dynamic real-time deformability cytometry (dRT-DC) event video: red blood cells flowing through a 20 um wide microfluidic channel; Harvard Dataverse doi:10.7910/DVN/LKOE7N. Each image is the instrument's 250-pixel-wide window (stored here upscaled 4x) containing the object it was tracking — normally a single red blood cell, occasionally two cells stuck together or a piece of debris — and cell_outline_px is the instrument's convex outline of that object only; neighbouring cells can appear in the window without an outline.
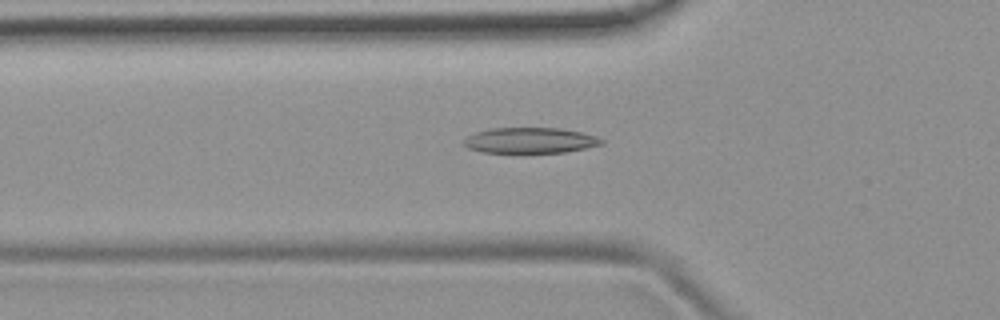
{"species": "common noctule bat (a hibernating species)", "species_latin": "Nyctalus noctula", "temperature_condition": "room temperature", "stored_images_in_passage": 52, "camera_frame_rate_fps": 3000, "um_per_image_px": 0.085, "animal": {"sex": "female", "body_mass_g": 19.9}, "frame": {"image": 1, "passage_image": 17, "time_ms": 5.333, "image_size_px": [1000, 320], "cell_outline_px": [[604, 144], [564, 152], [520, 156], [480, 152], [468, 148], [464, 144], [464, 140], [468, 136], [476, 132], [492, 128], [560, 128], [580, 132], [596, 136], [604, 140]], "centroid_in_image_um": [45.03, 11.99], "position_along_channel_um": 80.8, "area_um2": 21.56}}
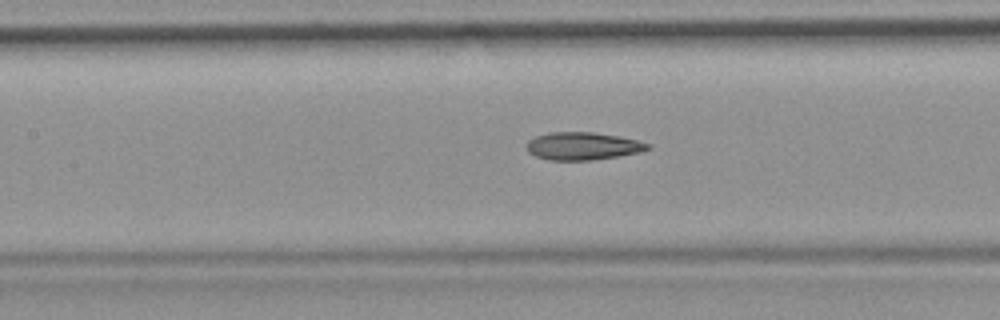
{"frame": {"image": 2, "passage_image": 23, "time_ms": 7.333, "image_size_px": [1000, 320], "cell_outline_px": [[652, 148], [640, 152], [620, 156], [592, 160], [548, 160], [536, 156], [528, 152], [524, 144], [528, 140], [536, 136], [548, 132], [592, 132], [620, 136], [652, 144]], "centroid_in_image_um": [49.53, 12.41], "position_along_channel_um": 157.9, "area_um2": 19.83}}
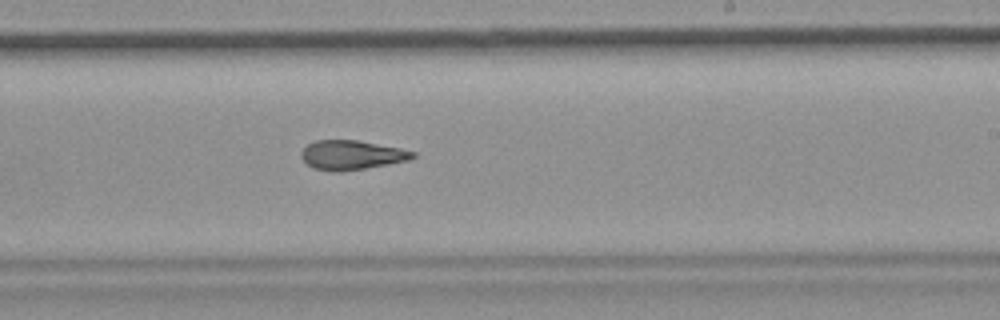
{"frame": {"image": 3, "passage_image": 31, "time_ms": 10.0, "image_size_px": [1000, 320], "cell_outline_px": [[416, 156], [412, 160], [340, 172], [332, 172], [312, 168], [300, 156], [300, 152], [308, 144], [316, 140], [356, 140], [400, 148], [416, 152]], "centroid_in_image_um": [29.89, 13.18], "position_along_channel_um": 259.1, "area_um2": 19.13}, "authors_computed_cell_mechanics": {"area_um2": 19.941, "velocity_mm_per_s": 3.8277, "shape_relaxation_time_tau1_ms": null, "shape_relaxation_time_tau2_ms": 2.5047, "deformation_change_tau1": null, "deformation_change_tau2": 0.1045}}